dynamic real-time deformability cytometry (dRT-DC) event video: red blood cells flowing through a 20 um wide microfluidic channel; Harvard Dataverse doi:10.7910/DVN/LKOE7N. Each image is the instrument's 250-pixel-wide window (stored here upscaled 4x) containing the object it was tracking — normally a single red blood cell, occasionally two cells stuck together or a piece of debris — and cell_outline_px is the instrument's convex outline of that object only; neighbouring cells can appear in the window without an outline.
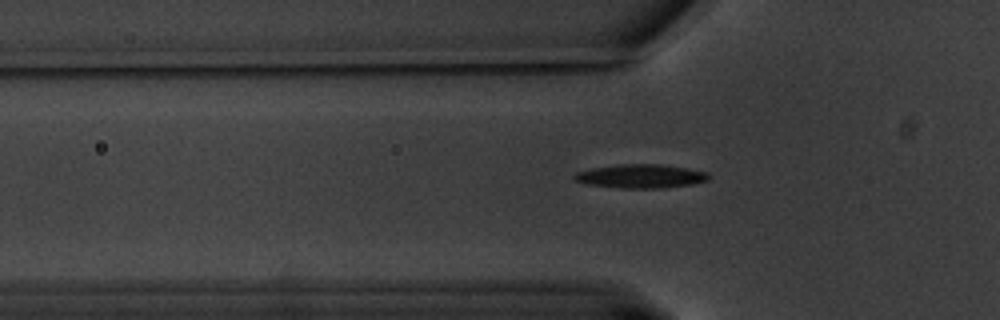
{"species": "common noctule bat (a hibernating species)", "species_latin": "Nyctalus noctula", "temperature_condition": "warm", "stored_images_in_passage": 45, "camera_frame_rate_fps": 3000, "um_per_image_px": 0.085, "animal": {"sex": "male", "body_mass_g": 20.1, "forearm_length_mm": 53.5}, "frame": {"image": 1, "passage_image": 7, "time_ms": 2.0, "image_size_px": [1000, 320], "cell_outline_px": [[708, 180], [692, 184], [660, 188], [620, 188], [584, 184], [576, 180], [572, 176], [576, 172], [592, 168], [616, 164], [660, 164], [688, 168], [708, 172]], "centroid_in_image_um": [54.43, 14.97], "position_along_channel_um": 71.4, "area_um2": 18.67}}
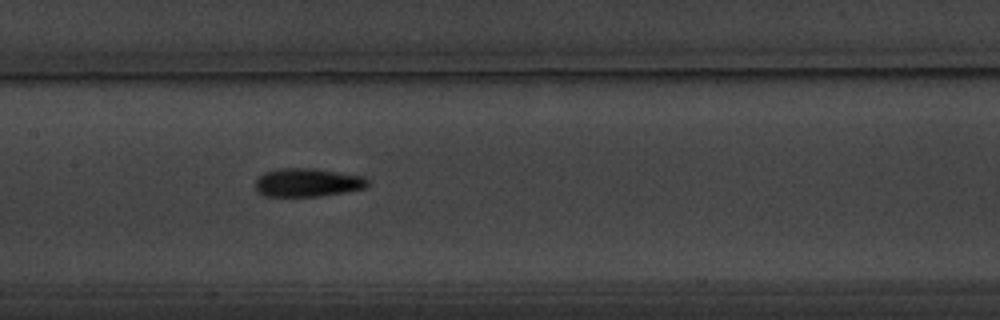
{"frame": {"image": 2, "passage_image": 17, "time_ms": 5.333, "image_size_px": [1000, 320], "cell_outline_px": [[368, 184], [364, 188], [344, 192], [320, 196], [264, 196], [256, 192], [256, 180], [264, 172], [280, 168], [316, 168], [364, 176], [368, 180]], "centroid_in_image_um": [26.13, 15.51], "position_along_channel_um": 181.3, "area_um2": 18.67}}
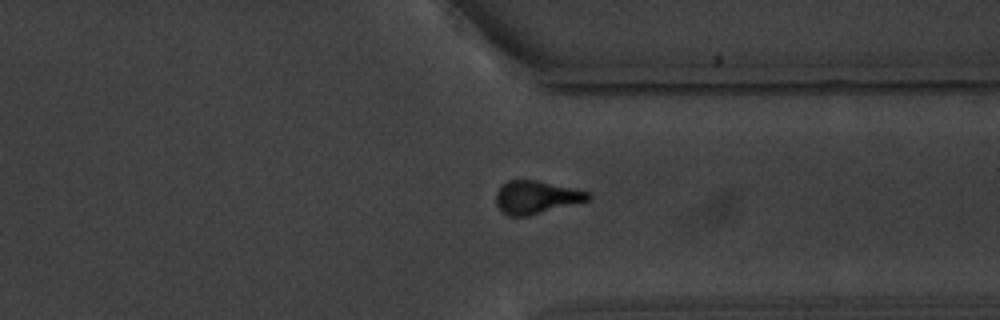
{"frame": {"image": 3, "passage_image": 34, "time_ms": 11.0, "image_size_px": [1000, 320], "cell_outline_px": [[592, 196], [588, 200], [528, 216], [512, 216], [504, 212], [496, 204], [496, 192], [508, 180], [540, 180], [588, 192]], "centroid_in_image_um": [45.57, 16.75], "position_along_channel_um": 365.8, "area_um2": 17.4}, "authors_computed_cell_mechanics": {"area_um2": 17.8024, "velocity_mm_per_s": 3.2645, "shape_relaxation_time_tau1_ms": 2.7555, "shape_relaxation_time_tau2_ms": 5.2225, "deformation_change_tau1": 0.1666, "deformation_change_tau2": 0.1371}}